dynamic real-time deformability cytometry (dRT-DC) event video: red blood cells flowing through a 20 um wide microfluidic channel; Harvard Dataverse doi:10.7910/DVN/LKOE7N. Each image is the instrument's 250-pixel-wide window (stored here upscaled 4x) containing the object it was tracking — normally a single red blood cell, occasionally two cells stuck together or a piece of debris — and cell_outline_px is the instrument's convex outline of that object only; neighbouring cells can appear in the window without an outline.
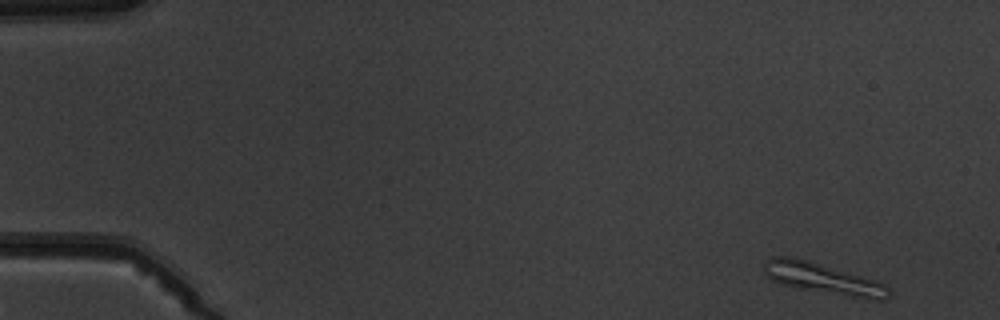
{"species": "common noctule bat (a hibernating species)", "species_latin": "Nyctalus noctula", "temperature_condition": "warm", "stored_images_in_passage": 8, "camera_frame_rate_fps": 3000, "um_per_image_px": 0.085, "animal": {"sex": "male", "body_mass_g": 19.5, "forearm_length_mm": 54.6}, "frame": {"image": 1, "passage_image": 1, "time_ms": 0.0, "image_size_px": [1000, 320], "cell_outline_px": [[888, 300], [872, 300], [800, 288], [780, 284], [772, 280], [764, 272], [764, 260], [772, 256], [792, 256], [808, 260], [876, 280], [884, 284], [888, 288]], "centroid_in_image_um": [69.93, 23.66], "position_along_channel_um": 15.1, "area_um2": 22.25}}
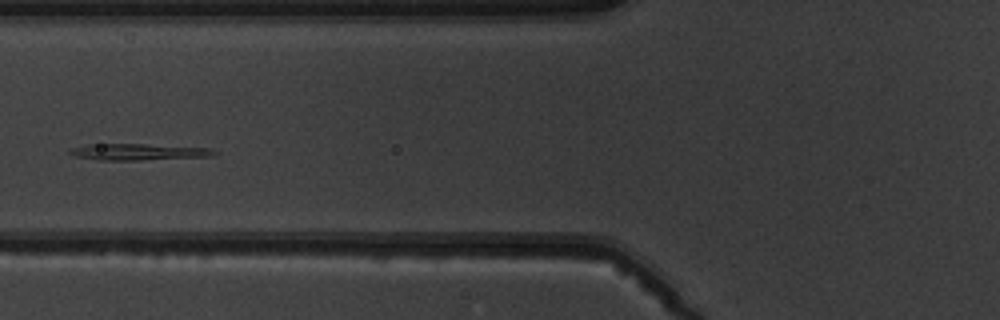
{"frame": {"image": 2, "passage_image": 6, "time_ms": 6.0, "image_size_px": [1000, 320], "cell_outline_px": [[220, 152], [212, 156], [140, 160], [96, 160], [76, 156], [68, 152], [72, 148], [88, 144], [144, 144], [208, 148]], "centroid_in_image_um": [11.77, 12.91], "position_along_channel_um": 114.0, "area_um2": 13.7}}
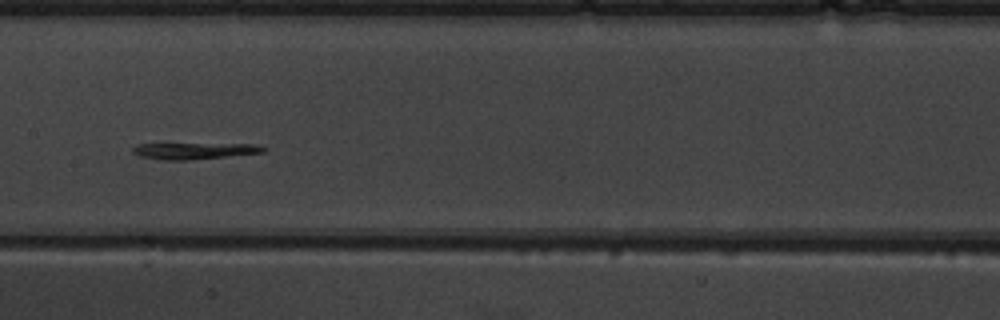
{"frame": {"image": 3, "passage_image": 8, "time_ms": 8.0, "image_size_px": [1000, 320], "cell_outline_px": [[268, 148], [264, 152], [192, 160], [164, 160], [140, 156], [132, 152], [132, 148], [136, 144], [256, 144]], "centroid_in_image_um": [16.53, 12.82], "position_along_channel_um": 190.9, "area_um2": 12.43}}